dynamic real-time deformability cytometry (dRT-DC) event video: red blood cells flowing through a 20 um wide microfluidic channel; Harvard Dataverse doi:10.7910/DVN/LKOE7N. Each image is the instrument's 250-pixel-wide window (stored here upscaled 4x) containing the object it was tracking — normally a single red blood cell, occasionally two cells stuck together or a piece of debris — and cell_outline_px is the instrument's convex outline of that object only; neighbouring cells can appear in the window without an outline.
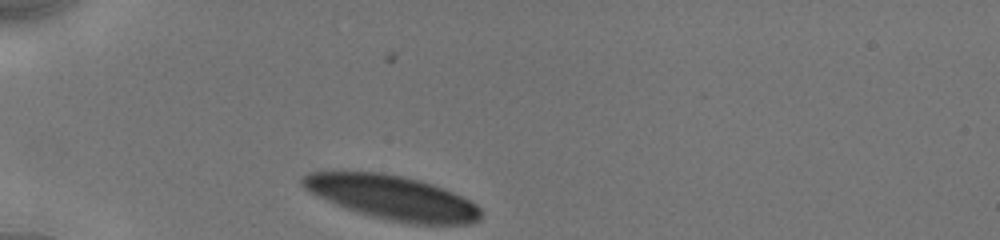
{"species": "human", "species_latin": "Homo sapiens", "temperature_condition": "cold", "stored_images_in_passage": 20, "camera_frame_rate_fps": 3000, "um_per_image_px": 0.085, "donor": {"sex": "male"}, "frame": {"image": 1, "passage_image": 1, "time_ms": 0.0, "image_size_px": [1000, 240], "cell_outline_px": [[484, 216], [480, 220], [472, 224], [412, 224], [388, 220], [356, 212], [316, 196], [308, 192], [300, 184], [300, 180], [308, 172], [380, 172], [404, 176], [420, 180], [444, 188], [476, 204], [484, 212]], "centroid_in_image_um": [33.37, 16.8], "position_along_channel_um": 51.6, "area_um2": 46.07}}
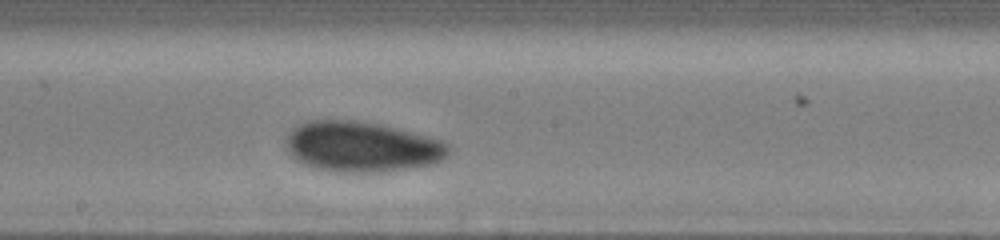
{"frame": {"image": 2, "passage_image": 12, "time_ms": 5.0, "image_size_px": [1000, 240], "cell_outline_px": [[452, 148], [448, 156], [444, 160], [428, 164], [408, 168], [376, 172], [348, 172], [316, 168], [296, 160], [288, 152], [284, 144], [284, 140], [288, 132], [292, 128], [308, 120], [356, 120], [380, 124], [444, 140]], "centroid_in_image_um": [30.75, 12.45], "position_along_channel_um": 217.5, "area_um2": 47.92}}
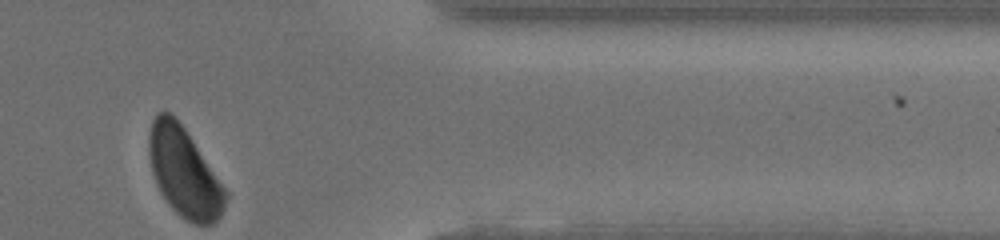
{"frame": {"image": 3, "passage_image": 20, "time_ms": 10.0, "image_size_px": [1000, 240], "cell_outline_px": [[228, 196], [224, 208], [220, 216], [212, 224], [192, 224], [180, 216], [168, 204], [160, 192], [156, 184], [152, 172], [148, 156], [148, 132], [152, 120], [156, 112], [168, 112], [176, 116], [228, 192]], "centroid_in_image_um": [15.62, 14.63], "position_along_channel_um": 395.8, "area_um2": 39.94}, "authors_computed_cell_mechanics": {"area_um2": 48.1474, "velocity_mm_per_s": 3.8554, "shape_relaxation_time_tau1_ms": 1.9798, "shape_relaxation_time_tau2_ms": 5.5027, "deformation_change_tau1": 0.084, "deformation_change_tau2": 0.0919}}